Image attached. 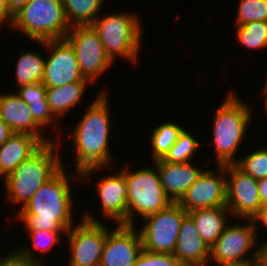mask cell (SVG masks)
Segmentation results:
<instances>
[{
    "label": "cell",
    "instance_id": "6da1fadb",
    "mask_svg": "<svg viewBox=\"0 0 267 266\" xmlns=\"http://www.w3.org/2000/svg\"><path fill=\"white\" fill-rule=\"evenodd\" d=\"M105 90L89 103L83 117L69 134L72 137L71 148L75 151V173H80V180L85 181L91 174L108 165L112 169V152L110 150V109L109 93ZM77 124V125H76ZM112 161V162H111ZM89 176V177H88Z\"/></svg>",
    "mask_w": 267,
    "mask_h": 266
},
{
    "label": "cell",
    "instance_id": "7a4b0ae2",
    "mask_svg": "<svg viewBox=\"0 0 267 266\" xmlns=\"http://www.w3.org/2000/svg\"><path fill=\"white\" fill-rule=\"evenodd\" d=\"M66 164L16 213L26 231L67 232L76 222L73 216V188L70 181L80 173L67 175Z\"/></svg>",
    "mask_w": 267,
    "mask_h": 266
},
{
    "label": "cell",
    "instance_id": "3957f363",
    "mask_svg": "<svg viewBox=\"0 0 267 266\" xmlns=\"http://www.w3.org/2000/svg\"><path fill=\"white\" fill-rule=\"evenodd\" d=\"M58 140L43 143L25 161L18 165L4 181L7 201L11 205H20L22 209L33 194L50 180L63 166L64 162L58 151ZM59 141V142H58ZM58 142V145L56 144Z\"/></svg>",
    "mask_w": 267,
    "mask_h": 266
},
{
    "label": "cell",
    "instance_id": "277c9868",
    "mask_svg": "<svg viewBox=\"0 0 267 266\" xmlns=\"http://www.w3.org/2000/svg\"><path fill=\"white\" fill-rule=\"evenodd\" d=\"M232 90L226 94L213 116V138L208 144L214 146L216 165L235 164L238 161L237 151L246 139L244 136L253 118L251 106Z\"/></svg>",
    "mask_w": 267,
    "mask_h": 266
},
{
    "label": "cell",
    "instance_id": "5b68a950",
    "mask_svg": "<svg viewBox=\"0 0 267 266\" xmlns=\"http://www.w3.org/2000/svg\"><path fill=\"white\" fill-rule=\"evenodd\" d=\"M100 16L91 25L97 31L108 57L113 63L119 57L137 63L143 35L140 17L126 11Z\"/></svg>",
    "mask_w": 267,
    "mask_h": 266
},
{
    "label": "cell",
    "instance_id": "8992f818",
    "mask_svg": "<svg viewBox=\"0 0 267 266\" xmlns=\"http://www.w3.org/2000/svg\"><path fill=\"white\" fill-rule=\"evenodd\" d=\"M62 0H30L13 16L12 28L30 41L65 38L70 30Z\"/></svg>",
    "mask_w": 267,
    "mask_h": 266
},
{
    "label": "cell",
    "instance_id": "52a82bcc",
    "mask_svg": "<svg viewBox=\"0 0 267 266\" xmlns=\"http://www.w3.org/2000/svg\"><path fill=\"white\" fill-rule=\"evenodd\" d=\"M130 164L125 166L128 188V225L136 226V217L144 219L155 214L171 203L162 188L159 173L154 166H141L131 171ZM137 214V215H136Z\"/></svg>",
    "mask_w": 267,
    "mask_h": 266
},
{
    "label": "cell",
    "instance_id": "ba28073f",
    "mask_svg": "<svg viewBox=\"0 0 267 266\" xmlns=\"http://www.w3.org/2000/svg\"><path fill=\"white\" fill-rule=\"evenodd\" d=\"M93 215L85 211L82 222H77L65 234L71 256L68 266H100L107 233L111 229Z\"/></svg>",
    "mask_w": 267,
    "mask_h": 266
},
{
    "label": "cell",
    "instance_id": "9c48e42d",
    "mask_svg": "<svg viewBox=\"0 0 267 266\" xmlns=\"http://www.w3.org/2000/svg\"><path fill=\"white\" fill-rule=\"evenodd\" d=\"M187 212L177 203L142 219L139 229L143 249L152 253H174L183 217Z\"/></svg>",
    "mask_w": 267,
    "mask_h": 266
},
{
    "label": "cell",
    "instance_id": "30bf717a",
    "mask_svg": "<svg viewBox=\"0 0 267 266\" xmlns=\"http://www.w3.org/2000/svg\"><path fill=\"white\" fill-rule=\"evenodd\" d=\"M65 39L75 52L82 76L92 84L114 64L92 25L72 26Z\"/></svg>",
    "mask_w": 267,
    "mask_h": 266
},
{
    "label": "cell",
    "instance_id": "8fae6325",
    "mask_svg": "<svg viewBox=\"0 0 267 266\" xmlns=\"http://www.w3.org/2000/svg\"><path fill=\"white\" fill-rule=\"evenodd\" d=\"M242 220L246 222L228 224L221 236L210 248L209 261H213L214 265L257 259L258 233H256L252 219ZM248 253L251 255H247Z\"/></svg>",
    "mask_w": 267,
    "mask_h": 266
},
{
    "label": "cell",
    "instance_id": "7c38bea8",
    "mask_svg": "<svg viewBox=\"0 0 267 266\" xmlns=\"http://www.w3.org/2000/svg\"><path fill=\"white\" fill-rule=\"evenodd\" d=\"M41 44L46 53L42 83L45 87H58L77 81H89L80 72L75 52L65 39L34 41ZM49 50V51H48Z\"/></svg>",
    "mask_w": 267,
    "mask_h": 266
},
{
    "label": "cell",
    "instance_id": "4fadbf2b",
    "mask_svg": "<svg viewBox=\"0 0 267 266\" xmlns=\"http://www.w3.org/2000/svg\"><path fill=\"white\" fill-rule=\"evenodd\" d=\"M226 177V207L239 220L252 219L262 206L258 180L235 164L226 165Z\"/></svg>",
    "mask_w": 267,
    "mask_h": 266
},
{
    "label": "cell",
    "instance_id": "5bb4252c",
    "mask_svg": "<svg viewBox=\"0 0 267 266\" xmlns=\"http://www.w3.org/2000/svg\"><path fill=\"white\" fill-rule=\"evenodd\" d=\"M216 167L205 169L177 202L187 213L198 209L226 207V165Z\"/></svg>",
    "mask_w": 267,
    "mask_h": 266
},
{
    "label": "cell",
    "instance_id": "9a60e30c",
    "mask_svg": "<svg viewBox=\"0 0 267 266\" xmlns=\"http://www.w3.org/2000/svg\"><path fill=\"white\" fill-rule=\"evenodd\" d=\"M107 233L100 266H134L143 250L137 226L117 224Z\"/></svg>",
    "mask_w": 267,
    "mask_h": 266
},
{
    "label": "cell",
    "instance_id": "2e32d148",
    "mask_svg": "<svg viewBox=\"0 0 267 266\" xmlns=\"http://www.w3.org/2000/svg\"><path fill=\"white\" fill-rule=\"evenodd\" d=\"M114 173V174H113ZM95 192L100 200L101 212L105 219L116 224L128 225V188L125 178V166L108 176L99 179Z\"/></svg>",
    "mask_w": 267,
    "mask_h": 266
},
{
    "label": "cell",
    "instance_id": "e0dca14e",
    "mask_svg": "<svg viewBox=\"0 0 267 266\" xmlns=\"http://www.w3.org/2000/svg\"><path fill=\"white\" fill-rule=\"evenodd\" d=\"M0 118L13 133L32 135L42 143L53 140L43 133V128L34 120L28 105L16 92L0 93Z\"/></svg>",
    "mask_w": 267,
    "mask_h": 266
},
{
    "label": "cell",
    "instance_id": "ac0fdd59",
    "mask_svg": "<svg viewBox=\"0 0 267 266\" xmlns=\"http://www.w3.org/2000/svg\"><path fill=\"white\" fill-rule=\"evenodd\" d=\"M174 256L182 266H211L210 248L202 240L195 222L187 213L181 223Z\"/></svg>",
    "mask_w": 267,
    "mask_h": 266
},
{
    "label": "cell",
    "instance_id": "d6986e66",
    "mask_svg": "<svg viewBox=\"0 0 267 266\" xmlns=\"http://www.w3.org/2000/svg\"><path fill=\"white\" fill-rule=\"evenodd\" d=\"M152 162L159 173L162 188L172 202H178L204 171L192 162L169 163L162 159Z\"/></svg>",
    "mask_w": 267,
    "mask_h": 266
},
{
    "label": "cell",
    "instance_id": "ffe728a7",
    "mask_svg": "<svg viewBox=\"0 0 267 266\" xmlns=\"http://www.w3.org/2000/svg\"><path fill=\"white\" fill-rule=\"evenodd\" d=\"M42 144L32 135L13 133L0 147V178L9 175Z\"/></svg>",
    "mask_w": 267,
    "mask_h": 266
},
{
    "label": "cell",
    "instance_id": "44dd1931",
    "mask_svg": "<svg viewBox=\"0 0 267 266\" xmlns=\"http://www.w3.org/2000/svg\"><path fill=\"white\" fill-rule=\"evenodd\" d=\"M196 224L202 240L211 248L229 224L231 212L227 207L198 209L188 212ZM229 215V216H228Z\"/></svg>",
    "mask_w": 267,
    "mask_h": 266
},
{
    "label": "cell",
    "instance_id": "7402d4cb",
    "mask_svg": "<svg viewBox=\"0 0 267 266\" xmlns=\"http://www.w3.org/2000/svg\"><path fill=\"white\" fill-rule=\"evenodd\" d=\"M91 84L90 81H77L58 87H46V99L53 115L57 119L68 115L72 108L79 105Z\"/></svg>",
    "mask_w": 267,
    "mask_h": 266
},
{
    "label": "cell",
    "instance_id": "603a6c76",
    "mask_svg": "<svg viewBox=\"0 0 267 266\" xmlns=\"http://www.w3.org/2000/svg\"><path fill=\"white\" fill-rule=\"evenodd\" d=\"M63 233L66 234L67 232H53L50 230L26 231L30 242H32V246H30L32 248L26 247V245L21 247L20 245L10 253L21 262L45 266L43 264L45 261L40 260V257L34 251L38 250L42 254L48 252V250L50 251L52 247H56L57 244H60V241H63L61 240Z\"/></svg>",
    "mask_w": 267,
    "mask_h": 266
},
{
    "label": "cell",
    "instance_id": "cb8c5ba5",
    "mask_svg": "<svg viewBox=\"0 0 267 266\" xmlns=\"http://www.w3.org/2000/svg\"><path fill=\"white\" fill-rule=\"evenodd\" d=\"M38 51H22L18 56L15 68V80L17 88L24 85L42 83L45 67V57Z\"/></svg>",
    "mask_w": 267,
    "mask_h": 266
},
{
    "label": "cell",
    "instance_id": "d4e9b609",
    "mask_svg": "<svg viewBox=\"0 0 267 266\" xmlns=\"http://www.w3.org/2000/svg\"><path fill=\"white\" fill-rule=\"evenodd\" d=\"M105 0H62L65 16L70 27L91 25L98 17Z\"/></svg>",
    "mask_w": 267,
    "mask_h": 266
},
{
    "label": "cell",
    "instance_id": "484cf974",
    "mask_svg": "<svg viewBox=\"0 0 267 266\" xmlns=\"http://www.w3.org/2000/svg\"><path fill=\"white\" fill-rule=\"evenodd\" d=\"M184 129L181 125L170 121L158 124L152 131L150 139L151 160L163 159Z\"/></svg>",
    "mask_w": 267,
    "mask_h": 266
},
{
    "label": "cell",
    "instance_id": "4316f807",
    "mask_svg": "<svg viewBox=\"0 0 267 266\" xmlns=\"http://www.w3.org/2000/svg\"><path fill=\"white\" fill-rule=\"evenodd\" d=\"M235 28V39L240 45L253 50L267 48V21L249 22Z\"/></svg>",
    "mask_w": 267,
    "mask_h": 266
},
{
    "label": "cell",
    "instance_id": "83f0119b",
    "mask_svg": "<svg viewBox=\"0 0 267 266\" xmlns=\"http://www.w3.org/2000/svg\"><path fill=\"white\" fill-rule=\"evenodd\" d=\"M199 147L200 143L198 139L187 131V129H184L162 160L169 163L193 162L192 159H195L193 157L196 155Z\"/></svg>",
    "mask_w": 267,
    "mask_h": 266
},
{
    "label": "cell",
    "instance_id": "f1b7e54d",
    "mask_svg": "<svg viewBox=\"0 0 267 266\" xmlns=\"http://www.w3.org/2000/svg\"><path fill=\"white\" fill-rule=\"evenodd\" d=\"M235 165L254 179L267 178V145L255 148L253 152L250 151L249 154H244V157H239Z\"/></svg>",
    "mask_w": 267,
    "mask_h": 266
},
{
    "label": "cell",
    "instance_id": "f546056e",
    "mask_svg": "<svg viewBox=\"0 0 267 266\" xmlns=\"http://www.w3.org/2000/svg\"><path fill=\"white\" fill-rule=\"evenodd\" d=\"M235 26L254 21H267V0H239Z\"/></svg>",
    "mask_w": 267,
    "mask_h": 266
},
{
    "label": "cell",
    "instance_id": "4dcf8cb0",
    "mask_svg": "<svg viewBox=\"0 0 267 266\" xmlns=\"http://www.w3.org/2000/svg\"><path fill=\"white\" fill-rule=\"evenodd\" d=\"M134 266H182L172 253H152L142 250Z\"/></svg>",
    "mask_w": 267,
    "mask_h": 266
},
{
    "label": "cell",
    "instance_id": "1f68e13d",
    "mask_svg": "<svg viewBox=\"0 0 267 266\" xmlns=\"http://www.w3.org/2000/svg\"><path fill=\"white\" fill-rule=\"evenodd\" d=\"M17 91L16 93L27 105L48 103L46 99V87L43 83L24 85L18 88Z\"/></svg>",
    "mask_w": 267,
    "mask_h": 266
},
{
    "label": "cell",
    "instance_id": "d6a6232c",
    "mask_svg": "<svg viewBox=\"0 0 267 266\" xmlns=\"http://www.w3.org/2000/svg\"><path fill=\"white\" fill-rule=\"evenodd\" d=\"M34 120L43 128L56 123L58 119L53 115L48 103L28 105Z\"/></svg>",
    "mask_w": 267,
    "mask_h": 266
},
{
    "label": "cell",
    "instance_id": "836d02e7",
    "mask_svg": "<svg viewBox=\"0 0 267 266\" xmlns=\"http://www.w3.org/2000/svg\"><path fill=\"white\" fill-rule=\"evenodd\" d=\"M252 221L254 223L255 229H256V233L259 229L258 225H260L261 227L267 228V204L262 205L259 208V211L252 217ZM267 231V229H266Z\"/></svg>",
    "mask_w": 267,
    "mask_h": 266
},
{
    "label": "cell",
    "instance_id": "e575fe53",
    "mask_svg": "<svg viewBox=\"0 0 267 266\" xmlns=\"http://www.w3.org/2000/svg\"><path fill=\"white\" fill-rule=\"evenodd\" d=\"M13 16L9 13L6 0H0V26L5 24L12 28Z\"/></svg>",
    "mask_w": 267,
    "mask_h": 266
},
{
    "label": "cell",
    "instance_id": "d590c367",
    "mask_svg": "<svg viewBox=\"0 0 267 266\" xmlns=\"http://www.w3.org/2000/svg\"><path fill=\"white\" fill-rule=\"evenodd\" d=\"M30 0H6L9 13L14 16L17 14Z\"/></svg>",
    "mask_w": 267,
    "mask_h": 266
},
{
    "label": "cell",
    "instance_id": "8d00e7d4",
    "mask_svg": "<svg viewBox=\"0 0 267 266\" xmlns=\"http://www.w3.org/2000/svg\"><path fill=\"white\" fill-rule=\"evenodd\" d=\"M259 246H257V262L258 265H267V240L261 242Z\"/></svg>",
    "mask_w": 267,
    "mask_h": 266
},
{
    "label": "cell",
    "instance_id": "74e56055",
    "mask_svg": "<svg viewBox=\"0 0 267 266\" xmlns=\"http://www.w3.org/2000/svg\"><path fill=\"white\" fill-rule=\"evenodd\" d=\"M13 134L9 126L0 118V147Z\"/></svg>",
    "mask_w": 267,
    "mask_h": 266
},
{
    "label": "cell",
    "instance_id": "f35d334b",
    "mask_svg": "<svg viewBox=\"0 0 267 266\" xmlns=\"http://www.w3.org/2000/svg\"><path fill=\"white\" fill-rule=\"evenodd\" d=\"M0 266H38L26 262H21L17 260L12 254H10L1 264Z\"/></svg>",
    "mask_w": 267,
    "mask_h": 266
},
{
    "label": "cell",
    "instance_id": "ab89813d",
    "mask_svg": "<svg viewBox=\"0 0 267 266\" xmlns=\"http://www.w3.org/2000/svg\"><path fill=\"white\" fill-rule=\"evenodd\" d=\"M259 194L262 205L267 204V178L258 180Z\"/></svg>",
    "mask_w": 267,
    "mask_h": 266
},
{
    "label": "cell",
    "instance_id": "60d3db41",
    "mask_svg": "<svg viewBox=\"0 0 267 266\" xmlns=\"http://www.w3.org/2000/svg\"><path fill=\"white\" fill-rule=\"evenodd\" d=\"M215 266H258L257 259H251L248 261L238 262V263H223Z\"/></svg>",
    "mask_w": 267,
    "mask_h": 266
},
{
    "label": "cell",
    "instance_id": "b9f144b4",
    "mask_svg": "<svg viewBox=\"0 0 267 266\" xmlns=\"http://www.w3.org/2000/svg\"><path fill=\"white\" fill-rule=\"evenodd\" d=\"M11 253H7V255L5 254V256L0 254V264L10 255ZM2 256V257H1Z\"/></svg>",
    "mask_w": 267,
    "mask_h": 266
},
{
    "label": "cell",
    "instance_id": "7bdbcfd3",
    "mask_svg": "<svg viewBox=\"0 0 267 266\" xmlns=\"http://www.w3.org/2000/svg\"><path fill=\"white\" fill-rule=\"evenodd\" d=\"M264 87H263V94H267V77H266V82L264 83Z\"/></svg>",
    "mask_w": 267,
    "mask_h": 266
},
{
    "label": "cell",
    "instance_id": "ee69618b",
    "mask_svg": "<svg viewBox=\"0 0 267 266\" xmlns=\"http://www.w3.org/2000/svg\"><path fill=\"white\" fill-rule=\"evenodd\" d=\"M262 95H265V97H266V98H265V105H266V106H265V110L267 111V94H262Z\"/></svg>",
    "mask_w": 267,
    "mask_h": 266
}]
</instances>
